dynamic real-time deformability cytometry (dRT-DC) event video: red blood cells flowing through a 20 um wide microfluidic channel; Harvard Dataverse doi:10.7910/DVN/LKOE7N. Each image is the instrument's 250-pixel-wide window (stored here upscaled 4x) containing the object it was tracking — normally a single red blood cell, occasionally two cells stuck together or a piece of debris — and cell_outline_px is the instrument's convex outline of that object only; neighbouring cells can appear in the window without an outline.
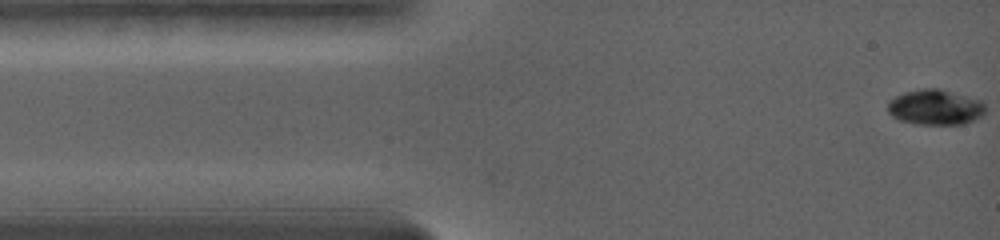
{"species": "common noctule bat (a hibernating species)", "species_latin": "Nyctalus noctula", "temperature_condition": "warm", "stored_images_in_passage": 56, "camera_frame_rate_fps": 5000, "um_per_image_px": 0.085, "animal": {"sex": "female", "body_mass_g": 19.0, "forearm_length_mm": 56.7}, "frame": {"image": 1, "passage_image": 1, "time_ms": 0.0, "image_size_px": [1000, 240], "cell_outline_px": [[984, 112], [972, 120], [960, 124], [920, 124], [900, 120], [892, 116], [888, 112], [888, 104], [896, 96], [908, 92], [932, 88], [936, 88], [984, 104]], "centroid_in_image_um": [79.41, 9.15], "position_along_channel_um": 5.6, "area_um2": 18.84}}
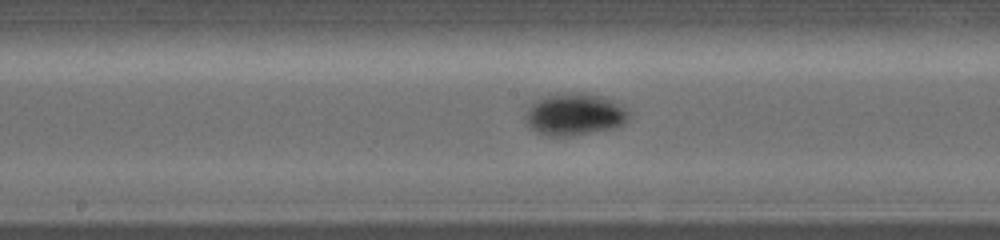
{"frame": {"image": 2, "passage_image": 31, "time_ms": 7.4, "image_size_px": [1000, 240], "cell_outline_px": [[632, 116], [624, 124], [612, 128], [576, 136], [548, 136], [536, 132], [524, 120], [524, 116], [528, 108], [536, 100], [556, 92], [584, 92], [600, 96], [612, 100], [624, 108]], "centroid_in_image_um": [48.83, 9.72], "position_along_channel_um": 199.4, "area_um2": 25.66}}
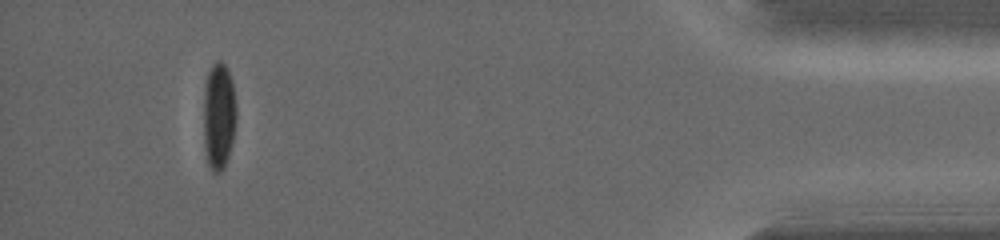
{"frame": {"image": 3, "passage_image": 55, "time_ms": 15.6, "image_size_px": [1000, 240], "cell_outline_px": [[236, 120], [232, 144], [224, 168], [220, 172], [212, 172], [208, 164], [204, 148], [204, 96], [208, 72], [212, 64], [216, 60], [220, 60], [228, 68], [232, 84], [236, 112]], "centroid_in_image_um": [18.59, 9.88], "position_along_channel_um": 416.6, "area_um2": 20.4}, "authors_computed_cell_mechanics": {"area_um2": 22.8599, "velocity_mm_per_s": 3.6323, "shape_relaxation_time_tau1_ms": 2.1968, "shape_relaxation_time_tau2_ms": null, "deformation_change_tau1": 0.1795, "deformation_change_tau2": null}}